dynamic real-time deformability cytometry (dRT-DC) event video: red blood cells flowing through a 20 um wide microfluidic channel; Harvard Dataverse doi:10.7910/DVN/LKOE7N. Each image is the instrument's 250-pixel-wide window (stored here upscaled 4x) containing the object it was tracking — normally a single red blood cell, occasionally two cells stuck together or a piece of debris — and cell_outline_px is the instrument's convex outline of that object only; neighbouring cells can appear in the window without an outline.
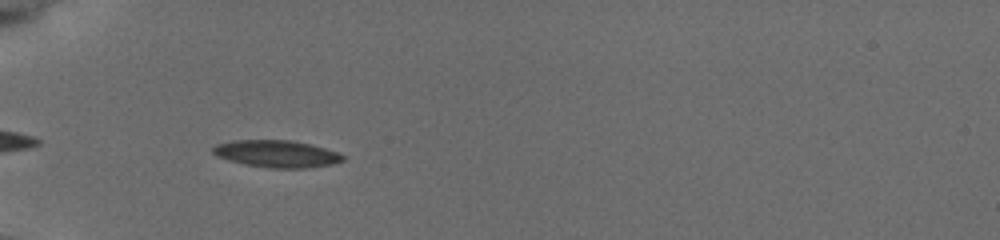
{"species": "common noctule bat (a hibernating species)", "species_latin": "Nyctalus noctula", "temperature_condition": "cold", "stored_images_in_passage": 7, "camera_frame_rate_fps": 3000, "um_per_image_px": 0.085, "animal": {"sex": "female", "body_mass_g": 19.5, "forearm_length_mm": 54.1}, "frame": {"image": 1, "passage_image": 3, "time_ms": 0.667, "image_size_px": [1000, 240], "cell_outline_px": [[344, 160], [332, 164], [308, 168], [268, 168], [244, 164], [228, 160], [216, 156], [212, 152], [212, 148], [216, 144], [232, 140], [292, 140], [324, 148], [336, 152], [344, 156]], "centroid_in_image_um": [23.47, 13.07], "position_along_channel_um": 61.5, "area_um2": 20.52}}
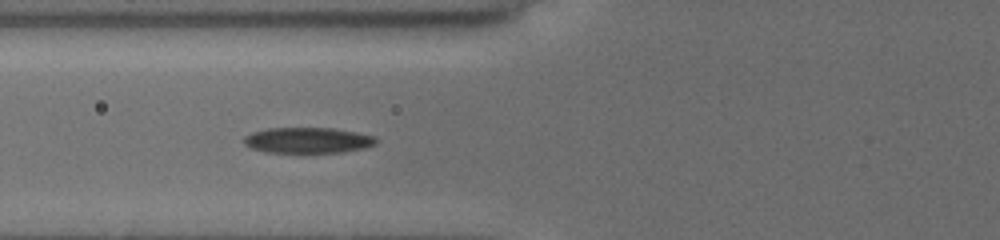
{"frame": {"image": 2, "passage_image": 7, "time_ms": 2.0, "image_size_px": [1000, 240], "cell_outline_px": [[376, 144], [364, 148], [340, 152], [304, 156], [300, 156], [264, 152], [252, 148], [244, 144], [244, 136], [252, 132], [268, 128], [332, 128], [356, 132], [376, 136]], "centroid_in_image_um": [26.13, 11.98], "position_along_channel_um": 99.7, "area_um2": 20.87}}